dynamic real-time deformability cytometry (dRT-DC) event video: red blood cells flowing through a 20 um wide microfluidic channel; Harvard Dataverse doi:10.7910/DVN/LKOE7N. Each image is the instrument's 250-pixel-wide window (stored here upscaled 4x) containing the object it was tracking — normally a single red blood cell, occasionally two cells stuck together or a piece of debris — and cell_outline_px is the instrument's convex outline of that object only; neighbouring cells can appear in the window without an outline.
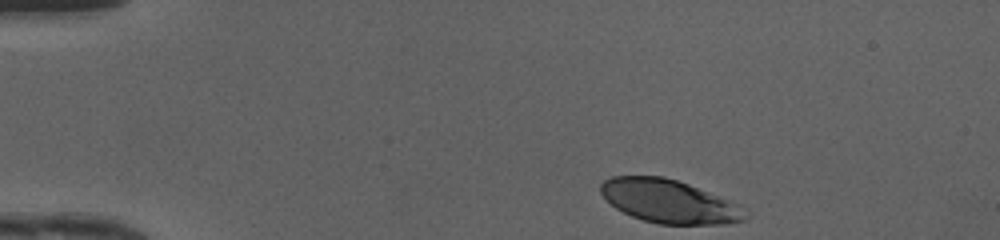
{"species": "human", "species_latin": "Homo sapiens", "temperature_condition": "cold", "stored_images_in_passage": 35, "camera_frame_rate_fps": 3000, "um_per_image_px": 0.085, "donor": {"sex": "female"}, "frame": {"image": 1, "passage_image": 1, "time_ms": 0.0, "image_size_px": [1000, 240], "cell_outline_px": [[748, 220], [728, 224], [660, 224], [644, 220], [632, 216], [616, 208], [600, 192], [600, 184], [604, 180], [612, 176], [664, 176], [688, 184], [728, 200], [736, 204]], "centroid_in_image_um": [56.83, 17.11], "position_along_channel_um": 28.2, "area_um2": 35.89}}
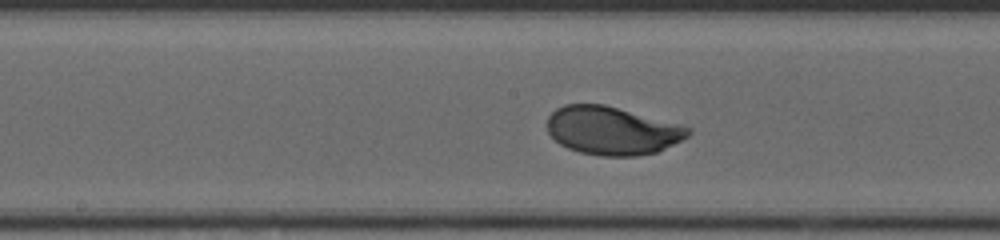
{"frame": {"image": 2, "passage_image": 19, "time_ms": 6.0, "image_size_px": [1000, 240], "cell_outline_px": [[692, 132], [688, 136], [660, 152], [636, 156], [600, 156], [580, 152], [568, 148], [560, 144], [548, 132], [548, 116], [556, 108], [564, 104], [604, 104], [680, 124], [692, 128]], "centroid_in_image_um": [52.06, 11.11], "position_along_channel_um": 196.1, "area_um2": 39.77}}
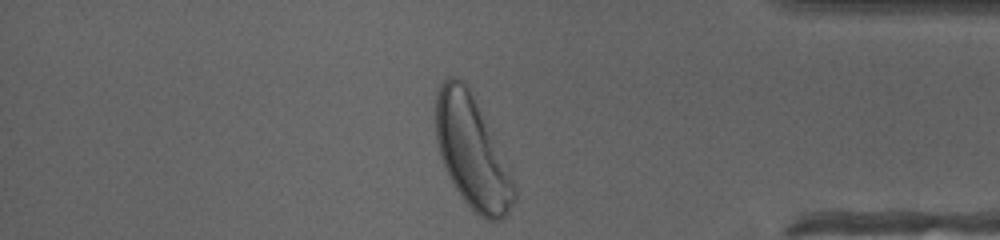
{"frame": {"image": 3, "passage_image": 35, "time_ms": 11.333, "image_size_px": [1000, 240], "cell_outline_px": [[516, 200], [508, 212], [500, 220], [488, 220], [480, 216], [460, 196], [440, 156], [436, 140], [436, 92], [440, 84], [448, 76], [456, 76], [464, 80], [468, 84], [516, 188]], "centroid_in_image_um": [40.09, 12.9], "position_along_channel_um": 395.1, "area_um2": 49.94}, "authors_computed_cell_mechanics": {"area_um2": 39.3618, "velocity_mm_per_s": 4.1364, "shape_relaxation_time_tau1_ms": 1.3947, "shape_relaxation_time_tau2_ms": null, "deformation_change_tau1": 0.1196, "deformation_change_tau2": null}}